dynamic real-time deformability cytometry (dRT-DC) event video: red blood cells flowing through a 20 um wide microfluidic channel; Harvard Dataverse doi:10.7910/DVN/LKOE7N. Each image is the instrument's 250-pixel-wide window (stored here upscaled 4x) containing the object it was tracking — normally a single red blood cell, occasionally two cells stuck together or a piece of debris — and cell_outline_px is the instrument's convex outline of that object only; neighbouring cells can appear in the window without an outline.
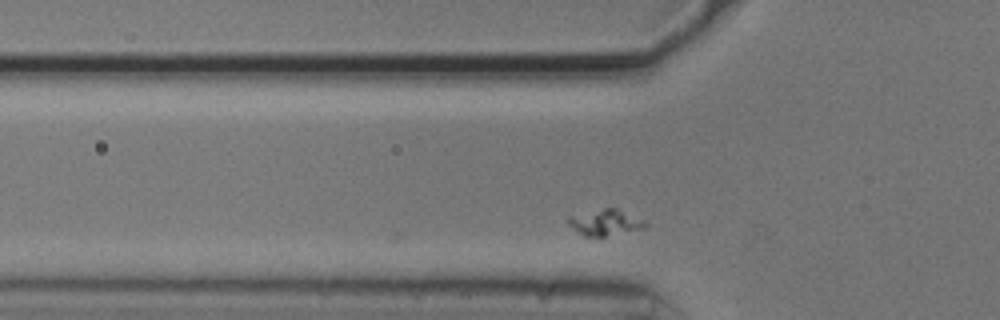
{"species": "common noctule bat (a hibernating species)", "species_latin": "Nyctalus noctula", "temperature_condition": "cold", "stored_images_in_passage": 21, "camera_frame_rate_fps": 3000, "um_per_image_px": 0.085, "animal": {"sex": "male", "body_mass_g": 20.5, "forearm_length_mm": 52.5}, "frame": {"image": 1, "passage_image": 3, "time_ms": 0.667, "image_size_px": [1000, 320], "cell_outline_px": [[648, 228], [604, 236], [584, 236], [572, 228], [564, 220], [568, 216], [604, 208], [616, 208], [648, 224]], "centroid_in_image_um": [51.38, 18.92], "position_along_channel_um": 74.4, "area_um2": 11.5}}
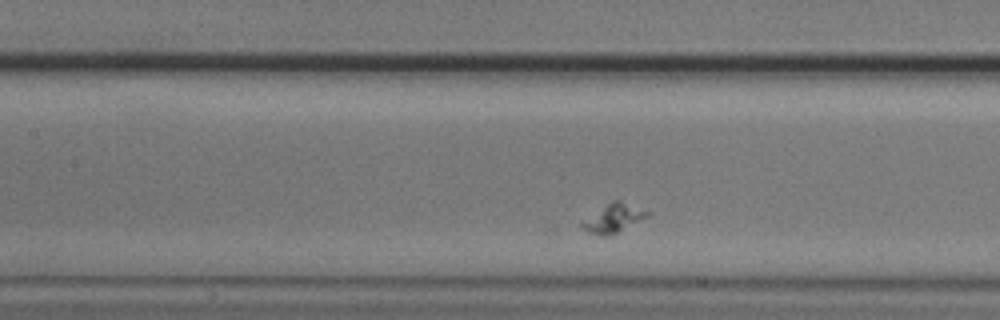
{"frame": {"image": 2, "passage_image": 10, "time_ms": 3.0, "image_size_px": [1000, 320], "cell_outline_px": [[652, 212], [648, 216], [608, 236], [600, 236], [588, 232], [580, 228], [580, 224], [612, 200], [620, 200]], "centroid_in_image_um": [52.16, 18.55], "position_along_channel_um": 155.2, "area_um2": 10.52}}
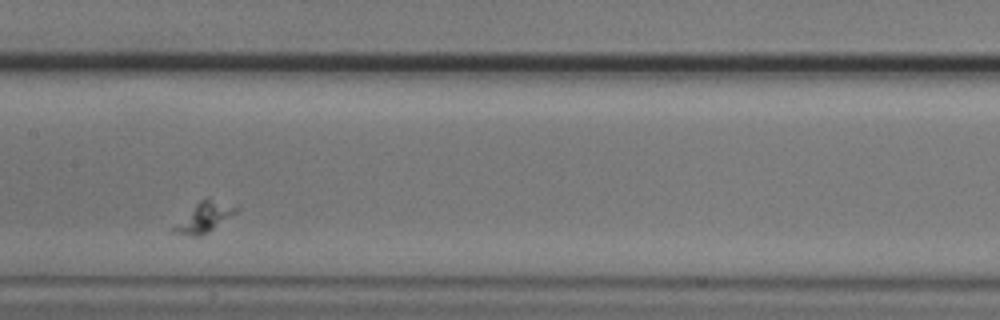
{"frame": {"image": 3, "passage_image": 13, "time_ms": 4.0, "image_size_px": [1000, 320], "cell_outline_px": [[240, 208], [236, 212], [208, 232], [200, 236], [192, 236], [172, 232], [172, 228], [200, 200], [208, 200], [236, 204]], "centroid_in_image_um": [17.39, 18.49], "position_along_channel_um": 190.0, "area_um2": 10.29}}